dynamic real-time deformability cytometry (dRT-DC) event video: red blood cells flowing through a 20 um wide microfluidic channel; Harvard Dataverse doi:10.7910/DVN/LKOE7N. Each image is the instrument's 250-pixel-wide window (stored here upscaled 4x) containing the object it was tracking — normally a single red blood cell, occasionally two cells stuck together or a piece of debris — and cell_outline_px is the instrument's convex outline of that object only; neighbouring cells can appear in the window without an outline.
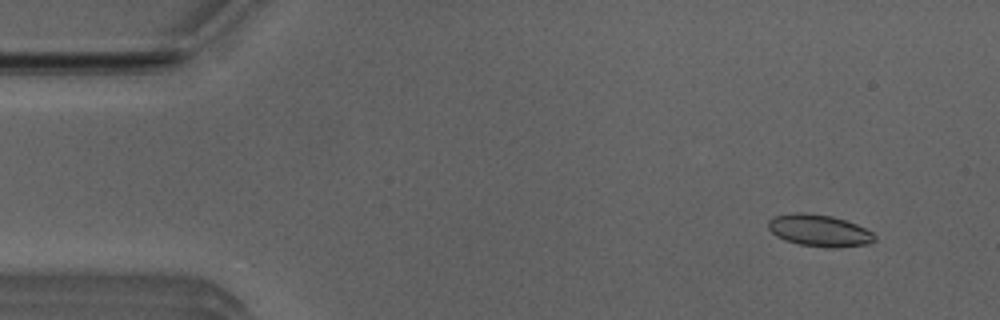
{"species": "Egyptian fruit bat (a non-hibernating species)", "species_latin": "Rousettus aegyptiacus", "temperature_condition": "room temperature", "stored_images_in_passage": 52, "camera_frame_rate_fps": 3000, "um_per_image_px": 0.085, "animal": {"sex": "male"}, "frame": {"image": 1, "passage_image": 5, "time_ms": 1.333, "image_size_px": [1000, 320], "cell_outline_px": [[876, 240], [868, 244], [840, 248], [828, 248], [800, 244], [784, 240], [776, 236], [768, 228], [768, 220], [776, 216], [792, 212], [804, 212], [832, 216], [856, 224], [872, 232], [876, 236]], "centroid_in_image_um": [69.64, 19.6], "position_along_channel_um": 15.4, "area_um2": 19.88}}
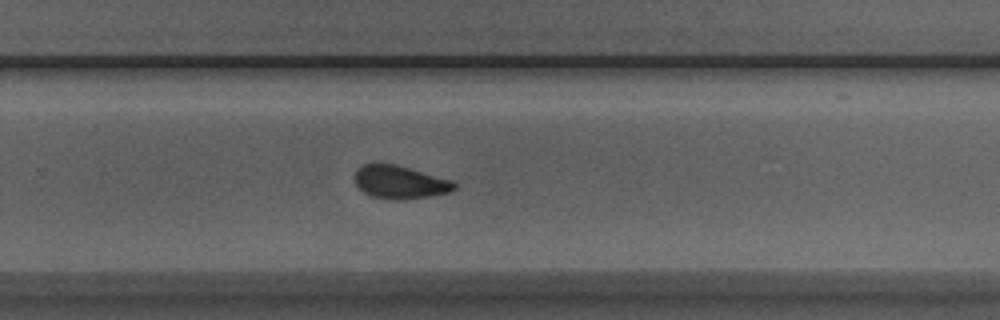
{"frame": {"image": 2, "passage_image": 34, "time_ms": 11.0, "image_size_px": [1000, 320], "cell_outline_px": [[456, 188], [452, 192], [428, 196], [400, 200], [372, 196], [364, 192], [356, 184], [356, 168], [372, 160], [396, 164], [452, 180], [456, 184]], "centroid_in_image_um": [33.98, 15.44], "position_along_channel_um": 295.8, "area_um2": 19.42}}
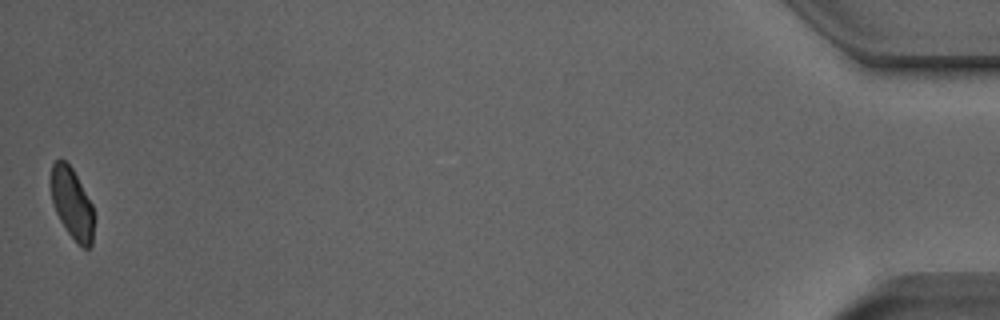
{"frame": {"image": 3, "passage_image": 52, "time_ms": 17.0, "image_size_px": [1000, 320], "cell_outline_px": [[92, 244], [88, 248], [84, 248], [68, 232], [60, 220], [56, 212], [52, 200], [52, 164], [56, 160], [64, 160], [72, 168], [92, 204]], "centroid_in_image_um": [6.11, 17.28], "position_along_channel_um": 429.1, "area_um2": 16.99}, "authors_computed_cell_mechanics": {"area_um2": 19.2185, "velocity_mm_per_s": 3.9278, "shape_relaxation_time_tau1_ms": null, "shape_relaxation_time_tau2_ms": 1.4091, "deformation_change_tau1": null, "deformation_change_tau2": 0.0766}}